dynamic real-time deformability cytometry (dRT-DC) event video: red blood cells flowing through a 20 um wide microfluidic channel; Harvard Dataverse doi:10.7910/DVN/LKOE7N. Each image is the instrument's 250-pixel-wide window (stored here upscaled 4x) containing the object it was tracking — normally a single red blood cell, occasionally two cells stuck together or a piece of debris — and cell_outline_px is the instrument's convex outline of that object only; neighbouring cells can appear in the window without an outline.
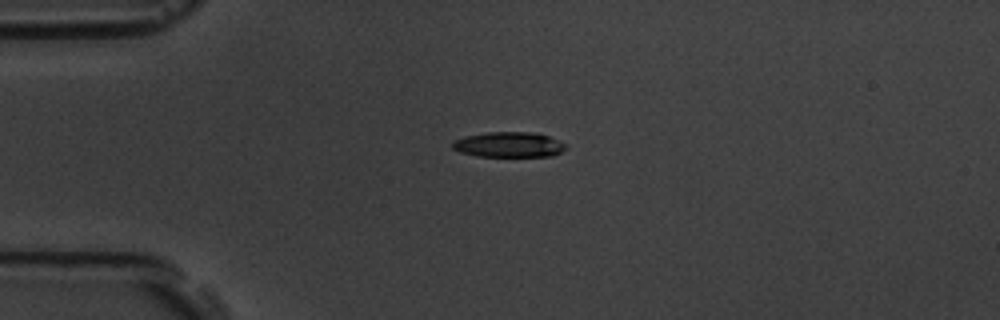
{"species": "common noctule bat (a hibernating species)", "species_latin": "Nyctalus noctula", "temperature_condition": "room temperature", "stored_images_in_passage": 4, "camera_frame_rate_fps": 3000, "um_per_image_px": 0.085, "animal": {"sex": "male", "body_mass_g": 19.5, "forearm_length_mm": 54.6}, "frame": {"image": 1, "passage_image": 1, "time_ms": 0.0, "image_size_px": [1000, 320], "cell_outline_px": [[568, 148], [552, 156], [476, 156], [460, 152], [452, 148], [452, 140], [464, 136], [488, 132], [532, 132], [548, 136], [560, 140], [568, 144]], "centroid_in_image_um": [43.27, 12.29], "position_along_channel_um": 41.7, "area_um2": 16.88}}
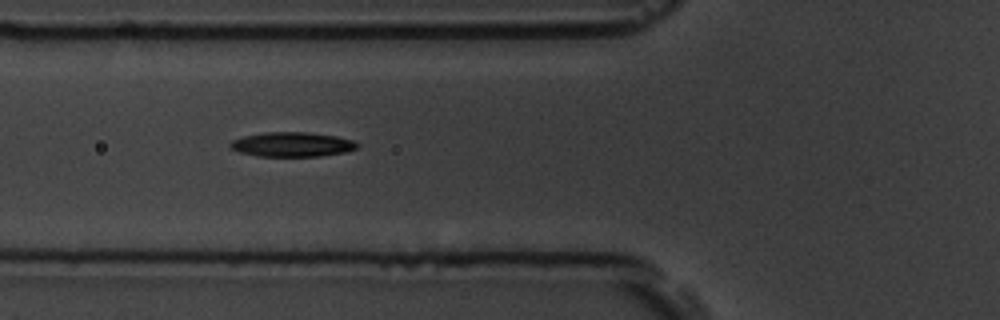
{"frame": {"image": 2, "passage_image": 3, "time_ms": 2.333, "image_size_px": [1000, 320], "cell_outline_px": [[360, 144], [356, 148], [344, 152], [320, 156], [256, 156], [240, 152], [228, 148], [228, 144], [232, 140], [244, 136], [264, 132], [308, 132], [336, 136], [352, 140]], "centroid_in_image_um": [24.79, 12.27], "position_along_channel_um": 101.0, "area_um2": 18.21}}
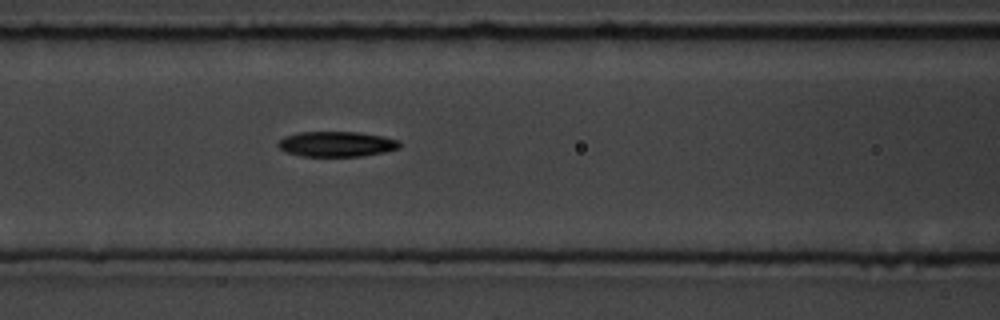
{"frame": {"image": 3, "passage_image": 4, "time_ms": 3.333, "image_size_px": [1000, 320], "cell_outline_px": [[400, 148], [384, 152], [364, 156], [300, 156], [288, 152], [280, 148], [276, 144], [284, 136], [296, 132], [360, 132], [384, 136], [400, 140]], "centroid_in_image_um": [28.63, 12.24], "position_along_channel_um": 138.0, "area_um2": 18.03}}